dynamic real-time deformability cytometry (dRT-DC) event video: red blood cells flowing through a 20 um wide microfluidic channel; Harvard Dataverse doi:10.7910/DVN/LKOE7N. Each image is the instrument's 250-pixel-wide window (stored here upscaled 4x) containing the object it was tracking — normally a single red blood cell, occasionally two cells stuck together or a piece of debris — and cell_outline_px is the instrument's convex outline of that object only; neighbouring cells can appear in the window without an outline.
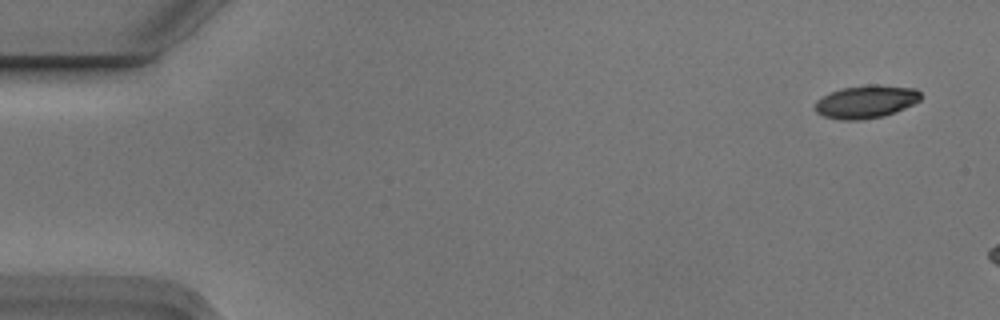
{"species": "Egyptian fruit bat (a non-hibernating species)", "species_latin": "Rousettus aegyptiacus", "temperature_condition": "cold", "stored_images_in_passage": 3, "camera_frame_rate_fps": 3000, "um_per_image_px": 0.085, "animal": {"sex": "male"}, "frame": {"image": 1, "passage_image": 1, "time_ms": 0.0, "image_size_px": [1000, 320], "cell_outline_px": [[924, 96], [920, 100], [904, 108], [880, 116], [860, 120], [840, 120], [824, 116], [816, 112], [816, 100], [840, 88], [868, 84], [876, 84], [916, 88]], "centroid_in_image_um": [73.63, 8.62], "position_along_channel_um": 11.4, "area_um2": 20.17}}